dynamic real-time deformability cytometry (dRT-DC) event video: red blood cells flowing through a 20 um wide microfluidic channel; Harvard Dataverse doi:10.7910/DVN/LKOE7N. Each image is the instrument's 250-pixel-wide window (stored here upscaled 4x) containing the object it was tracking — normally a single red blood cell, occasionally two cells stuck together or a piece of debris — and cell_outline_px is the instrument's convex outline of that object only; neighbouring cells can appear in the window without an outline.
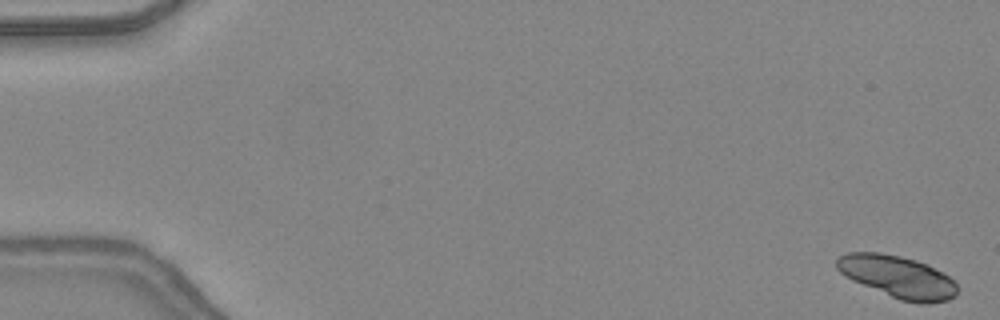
{"species": "common noctule bat (a hibernating species)", "species_latin": "Nyctalus noctula", "temperature_condition": "warm", "stored_images_in_passage": 19, "camera_frame_rate_fps": 3000, "um_per_image_px": 0.085, "animal": {"sex": "female", "body_mass_g": 24.6, "forearm_length_mm": 56.2}, "frame": {"image": 1, "passage_image": 1, "time_ms": 0.0, "image_size_px": [1000, 320], "cell_outline_px": [[960, 288], [956, 296], [948, 300], [928, 304], [920, 304], [900, 300], [852, 280], [844, 276], [836, 268], [836, 260], [840, 256], [848, 252], [880, 252], [900, 256], [916, 260], [928, 264], [948, 276]], "centroid_in_image_um": [76.33, 23.53], "position_along_channel_um": 8.7, "area_um2": 29.77}}